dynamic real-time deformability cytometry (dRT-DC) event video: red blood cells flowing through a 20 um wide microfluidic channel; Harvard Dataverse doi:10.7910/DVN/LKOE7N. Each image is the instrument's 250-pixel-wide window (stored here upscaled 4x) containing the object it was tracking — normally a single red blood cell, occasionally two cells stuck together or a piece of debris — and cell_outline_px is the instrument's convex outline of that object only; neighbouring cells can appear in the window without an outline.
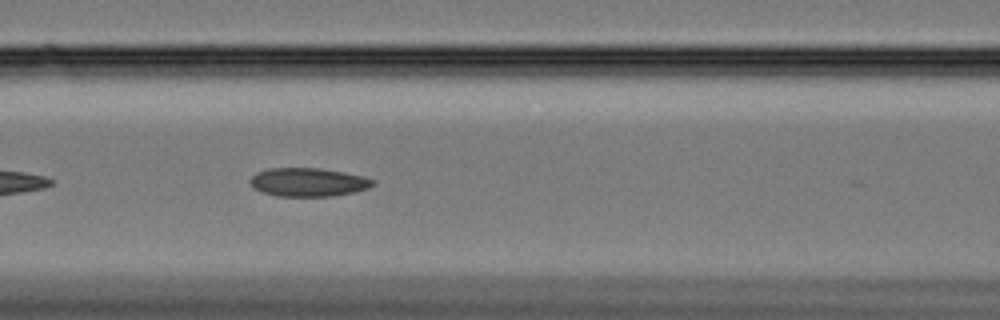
{"species": "Egyptian fruit bat (a non-hibernating species)", "species_latin": "Rousettus aegyptiacus", "temperature_condition": "cold", "stored_images_in_passage": 21, "camera_frame_rate_fps": 3000, "um_per_image_px": 0.085, "animal": {"sex": "female"}, "frame": {"image": 1, "passage_image": 10, "time_ms": 3.0, "image_size_px": [1000, 320], "cell_outline_px": [[376, 184], [368, 188], [352, 192], [332, 196], [276, 196], [260, 192], [248, 180], [256, 172], [268, 168], [320, 168], [344, 172], [364, 176], [376, 180]], "centroid_in_image_um": [26.21, 15.48], "position_along_channel_um": 140.4, "area_um2": 20.52}}